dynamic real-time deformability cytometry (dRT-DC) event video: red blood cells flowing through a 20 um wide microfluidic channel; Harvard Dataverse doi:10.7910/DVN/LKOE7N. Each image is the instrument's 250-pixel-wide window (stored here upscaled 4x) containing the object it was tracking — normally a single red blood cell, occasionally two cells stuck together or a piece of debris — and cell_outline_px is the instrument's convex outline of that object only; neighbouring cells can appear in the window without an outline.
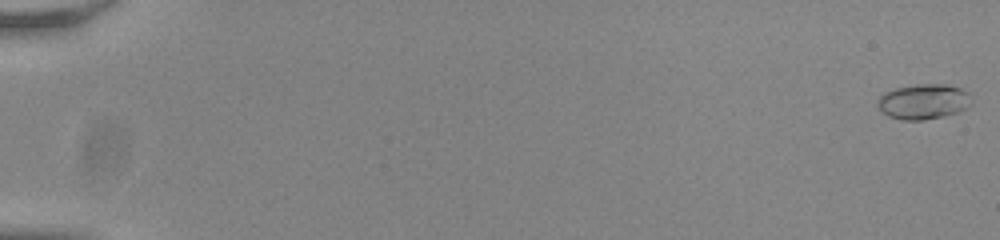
{"species": "common noctule bat (a hibernating species)", "species_latin": "Nyctalus noctula", "temperature_condition": "room temperature", "stored_images_in_passage": 56, "camera_frame_rate_fps": 3000, "um_per_image_px": 0.085, "animal": {"sex": "male", "body_mass_g": 20.0, "forearm_length_mm": 53.3}, "frame": {"image": 1, "passage_image": 1, "time_ms": 0.0, "image_size_px": [1000, 240], "cell_outline_px": [[972, 104], [968, 108], [960, 112], [944, 116], [924, 120], [900, 120], [888, 116], [876, 104], [876, 100], [884, 92], [896, 88], [920, 84], [944, 84], [960, 88], [968, 92]], "centroid_in_image_um": [78.51, 8.65], "position_along_channel_um": 6.5, "area_um2": 19.42}}
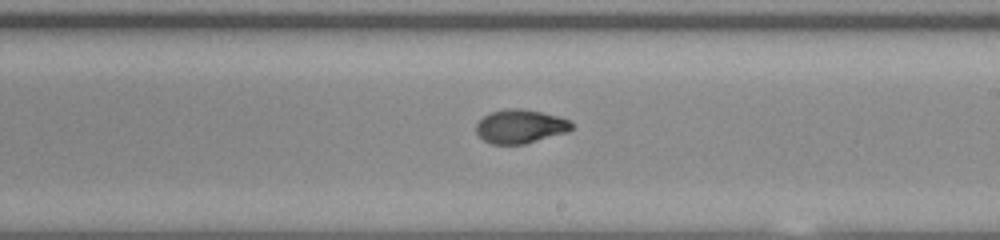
{"frame": {"image": 2, "passage_image": 35, "time_ms": 11.333, "image_size_px": [1000, 240], "cell_outline_px": [[572, 128], [568, 132], [524, 144], [492, 144], [484, 140], [476, 132], [476, 124], [484, 116], [492, 112], [508, 108], [520, 108], [540, 112], [556, 116], [568, 120], [572, 124]], "centroid_in_image_um": [44.21, 10.75], "position_along_channel_um": 244.8, "area_um2": 18.55}}
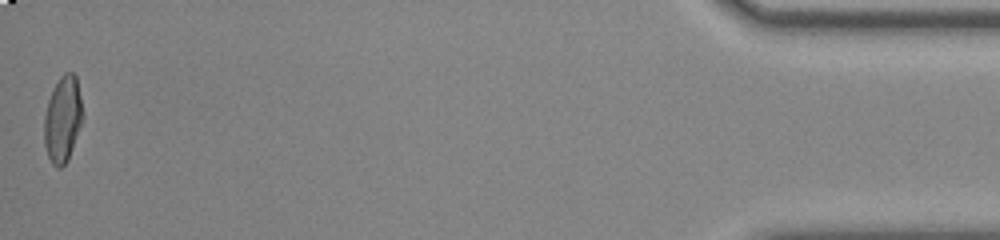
{"frame": {"image": 3, "passage_image": 56, "time_ms": 18.333, "image_size_px": [1000, 240], "cell_outline_px": [[84, 116], [68, 160], [60, 168], [56, 168], [52, 164], [48, 156], [44, 144], [44, 116], [48, 100], [60, 76], [64, 72], [72, 72], [76, 76]], "centroid_in_image_um": [5.33, 10.14], "position_along_channel_um": 429.9, "area_um2": 19.31}, "authors_computed_cell_mechanics": {"area_um2": 18.6116, "velocity_mm_per_s": 3.8213, "shape_relaxation_time_tau1_ms": 9.327, "shape_relaxation_time_tau2_ms": 1.4484, "deformation_change_tau1": 0.2824, "deformation_change_tau2": 0.0542}}